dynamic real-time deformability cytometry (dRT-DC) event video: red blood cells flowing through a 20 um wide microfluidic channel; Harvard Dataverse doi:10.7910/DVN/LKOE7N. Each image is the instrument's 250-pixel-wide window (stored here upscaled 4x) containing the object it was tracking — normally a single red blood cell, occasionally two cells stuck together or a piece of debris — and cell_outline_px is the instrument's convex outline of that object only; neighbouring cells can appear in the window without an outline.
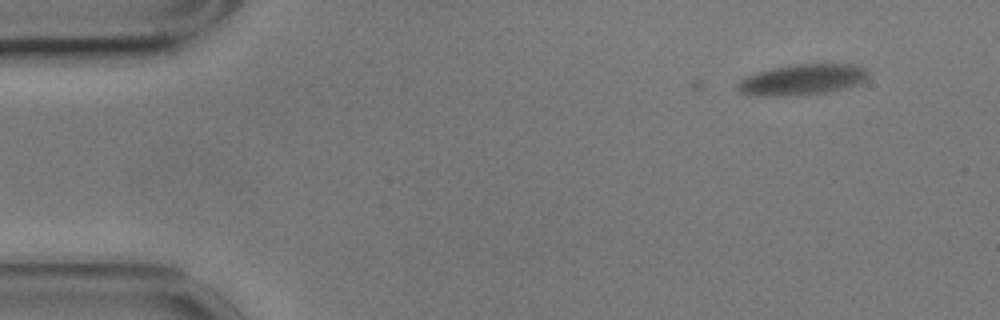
{"species": "common noctule bat (a hibernating species)", "species_latin": "Nyctalus noctula", "temperature_condition": "cold", "stored_images_in_passage": 3, "camera_frame_rate_fps": 3000, "um_per_image_px": 0.085, "animal": {"sex": "male", "body_mass_g": 17.9}, "frame": {"image": 1, "passage_image": 3, "time_ms": 0.667, "image_size_px": [1000, 320], "cell_outline_px": [[868, 76], [864, 80], [856, 84], [844, 88], [828, 92], [784, 96], [756, 96], [740, 92], [736, 88], [736, 84], [740, 80], [756, 72], [796, 64], [848, 64], [864, 68], [868, 72]], "centroid_in_image_um": [68.15, 6.78], "position_along_channel_um": 16.9, "area_um2": 23.12}}